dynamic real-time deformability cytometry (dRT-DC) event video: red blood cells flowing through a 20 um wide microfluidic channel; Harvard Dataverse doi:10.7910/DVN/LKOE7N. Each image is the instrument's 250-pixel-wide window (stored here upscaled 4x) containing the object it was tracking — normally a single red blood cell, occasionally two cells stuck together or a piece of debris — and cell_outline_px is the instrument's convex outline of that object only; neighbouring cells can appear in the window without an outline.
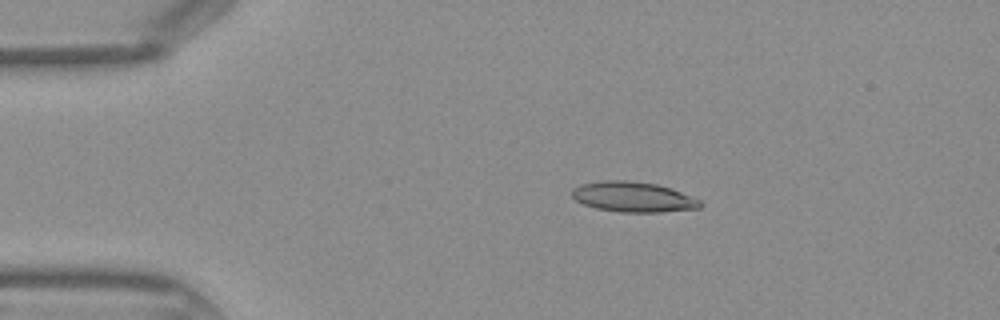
{"species": "Egyptian fruit bat (a non-hibernating species)", "species_latin": "Rousettus aegyptiacus", "temperature_condition": "warm", "stored_images_in_passage": 37, "camera_frame_rate_fps": 3000, "um_per_image_px": 0.085, "frame": {"image": 1, "passage_image": 1, "time_ms": 0.0, "image_size_px": [1000, 320], "cell_outline_px": [[704, 204], [700, 208], [660, 212], [620, 212], [596, 208], [584, 204], [576, 200], [572, 196], [572, 188], [580, 184], [600, 180], [628, 180], [656, 184], [672, 188], [700, 200]], "centroid_in_image_um": [53.82, 16.73], "position_along_channel_um": 31.2, "area_um2": 22.72}}
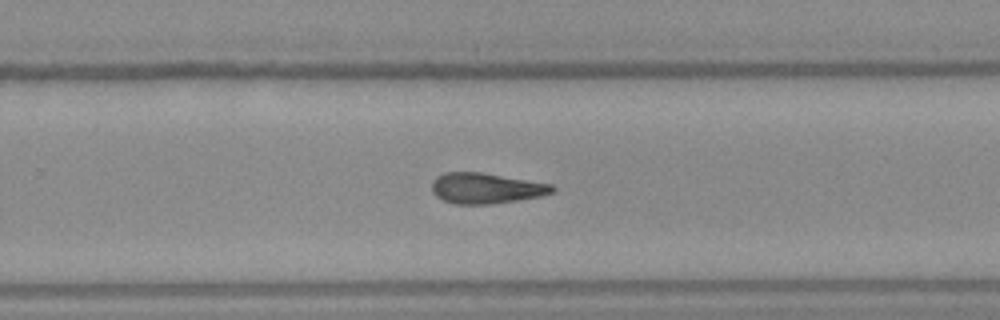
{"frame": {"image": 2, "passage_image": 21, "time_ms": 6.667, "image_size_px": [1000, 320], "cell_outline_px": [[556, 192], [540, 196], [492, 204], [456, 204], [444, 200], [436, 196], [432, 192], [432, 180], [436, 176], [444, 172], [480, 172], [552, 184], [556, 188]], "centroid_in_image_um": [41.3, 15.99], "position_along_channel_um": 288.5, "area_um2": 21.5}}
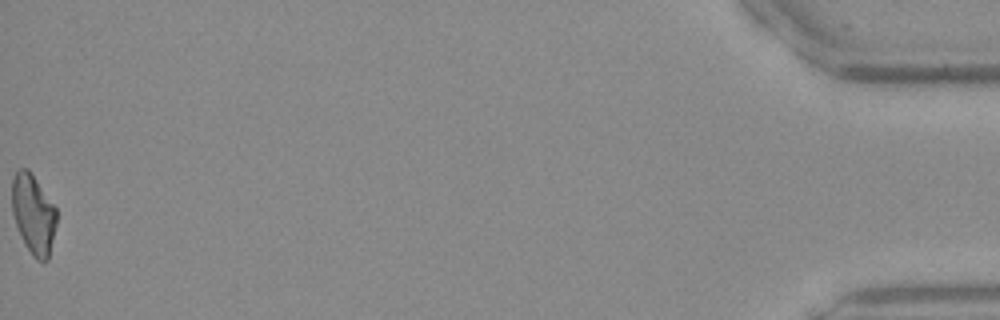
{"frame": {"image": 3, "passage_image": 37, "time_ms": 12.0, "image_size_px": [1000, 320], "cell_outline_px": [[56, 224], [48, 260], [44, 264], [36, 260], [32, 256], [24, 244], [20, 236], [12, 212], [12, 176], [20, 168], [28, 168], [56, 208]], "centroid_in_image_um": [2.82, 18.24], "position_along_channel_um": 432.4, "area_um2": 20.81}}